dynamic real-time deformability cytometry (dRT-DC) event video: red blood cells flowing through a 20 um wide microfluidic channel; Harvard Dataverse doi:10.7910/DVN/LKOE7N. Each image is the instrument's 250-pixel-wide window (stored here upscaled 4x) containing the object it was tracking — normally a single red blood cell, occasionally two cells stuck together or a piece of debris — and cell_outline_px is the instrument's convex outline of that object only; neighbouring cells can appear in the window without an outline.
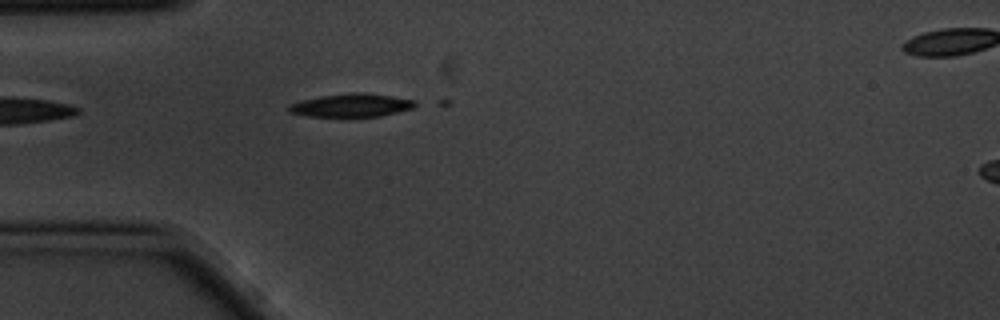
{"species": "common noctule bat (a hibernating species)", "species_latin": "Nyctalus noctula", "temperature_condition": "cold", "stored_images_in_passage": 5, "camera_frame_rate_fps": 3000, "um_per_image_px": 0.085, "animal": {"sex": "male", "body_mass_g": 20.1, "forearm_length_mm": 53.5}, "frame": {"image": 1, "passage_image": 4, "time_ms": 1.0, "image_size_px": [1000, 320], "cell_outline_px": [[420, 104], [412, 108], [380, 116], [308, 116], [288, 112], [284, 108], [288, 104], [300, 100], [320, 96], [352, 92], [364, 92], [416, 100]], "centroid_in_image_um": [29.82, 8.94], "position_along_channel_um": 55.2, "area_um2": 17.22}}